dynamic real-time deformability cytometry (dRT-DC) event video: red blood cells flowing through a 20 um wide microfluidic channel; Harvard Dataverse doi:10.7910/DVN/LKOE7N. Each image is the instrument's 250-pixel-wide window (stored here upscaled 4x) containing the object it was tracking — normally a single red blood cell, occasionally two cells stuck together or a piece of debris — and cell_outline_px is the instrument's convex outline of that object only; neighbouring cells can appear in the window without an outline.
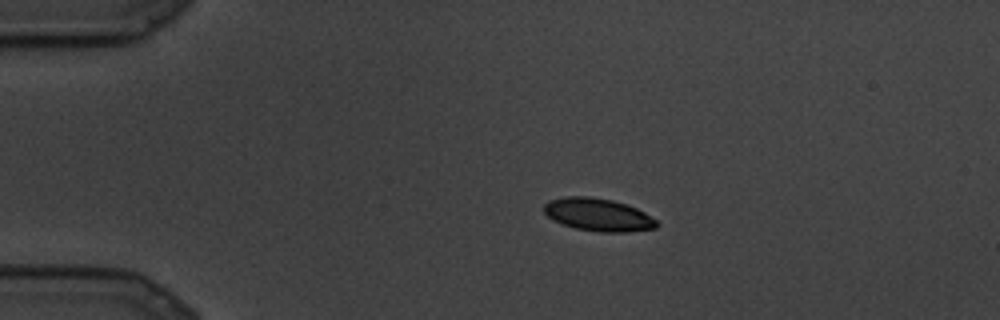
{"species": "common noctule bat (a hibernating species)", "species_latin": "Nyctalus noctula", "temperature_condition": "cold", "stored_images_in_passage": 6, "camera_frame_rate_fps": 3000, "um_per_image_px": 0.085, "animal": {"sex": "male", "body_mass_g": 19.5, "forearm_length_mm": 54.6}, "frame": {"image": 1, "passage_image": 1, "time_ms": 0.0, "image_size_px": [1000, 320], "cell_outline_px": [[660, 224], [656, 228], [628, 232], [600, 232], [576, 228], [552, 220], [544, 212], [544, 204], [548, 200], [564, 196], [588, 196], [612, 200], [628, 204], [644, 212], [656, 220]], "centroid_in_image_um": [50.84, 18.24], "position_along_channel_um": 34.2, "area_um2": 21.62}}
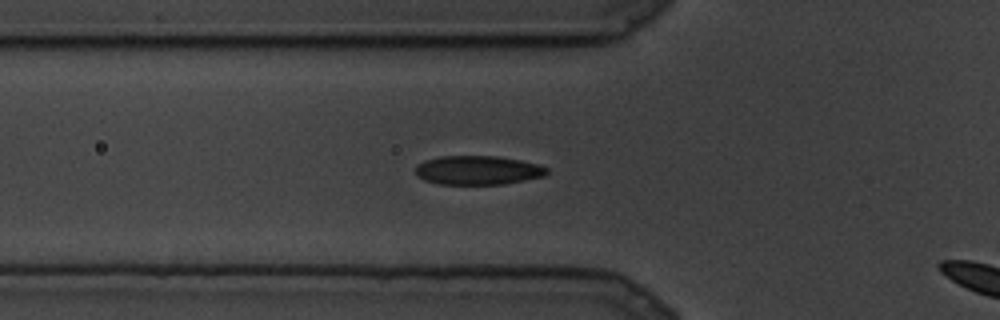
{"frame": {"image": 2, "passage_image": 5, "time_ms": 1.333, "image_size_px": [1000, 320], "cell_outline_px": [[548, 172], [544, 176], [504, 184], [440, 184], [424, 180], [416, 176], [416, 164], [424, 160], [440, 156], [500, 156], [520, 160], [536, 164], [548, 168]], "centroid_in_image_um": [40.58, 14.46], "position_along_channel_um": 85.2, "area_um2": 22.25}}